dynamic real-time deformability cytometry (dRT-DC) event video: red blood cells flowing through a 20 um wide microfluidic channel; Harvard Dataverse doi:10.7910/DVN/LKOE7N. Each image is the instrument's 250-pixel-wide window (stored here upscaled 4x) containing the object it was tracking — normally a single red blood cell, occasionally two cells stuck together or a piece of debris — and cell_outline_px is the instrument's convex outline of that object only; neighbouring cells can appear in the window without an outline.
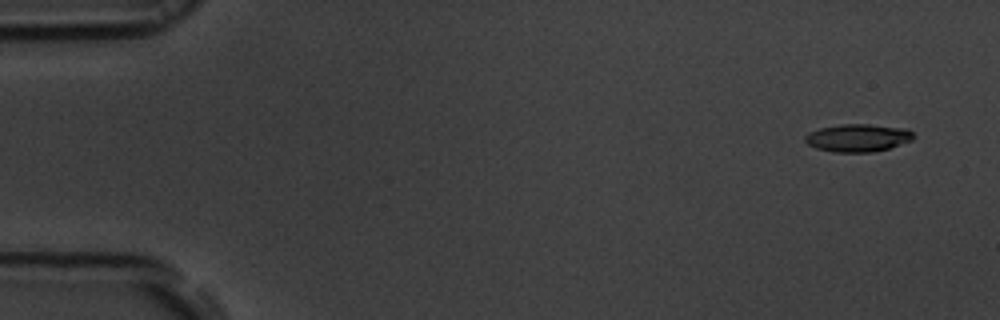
{"species": "common noctule bat (a hibernating species)", "species_latin": "Nyctalus noctula", "temperature_condition": "room temperature", "stored_images_in_passage": 54, "camera_frame_rate_fps": 3000, "um_per_image_px": 0.085, "animal": {"sex": "male", "body_mass_g": 19.5, "forearm_length_mm": 54.6}, "frame": {"image": 1, "passage_image": 3, "time_ms": 0.667, "image_size_px": [1000, 320], "cell_outline_px": [[916, 136], [912, 140], [888, 148], [872, 152], [832, 152], [816, 148], [808, 144], [804, 140], [804, 136], [808, 132], [820, 128], [840, 124], [868, 124], [908, 128]], "centroid_in_image_um": [72.91, 11.71], "position_along_channel_um": 12.1, "area_um2": 17.63}}
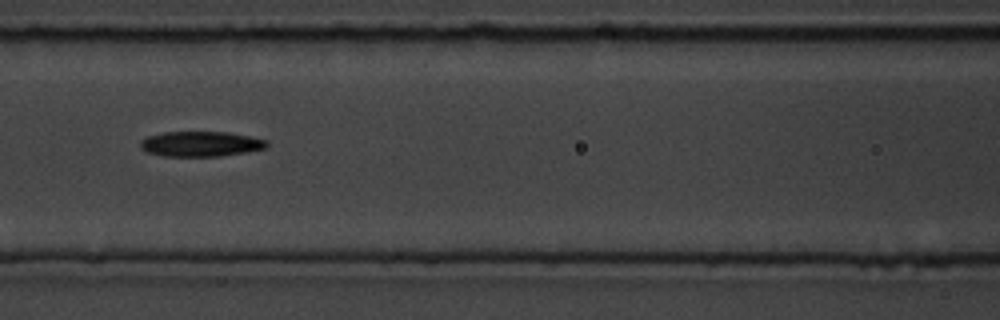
{"frame": {"image": 2, "passage_image": 24, "time_ms": 7.667, "image_size_px": [1000, 320], "cell_outline_px": [[268, 144], [264, 148], [248, 152], [220, 156], [164, 156], [148, 152], [140, 148], [140, 140], [148, 136], [164, 132], [228, 132], [268, 140]], "centroid_in_image_um": [17.06, 12.23], "position_along_channel_um": 149.5, "area_um2": 18.5}}
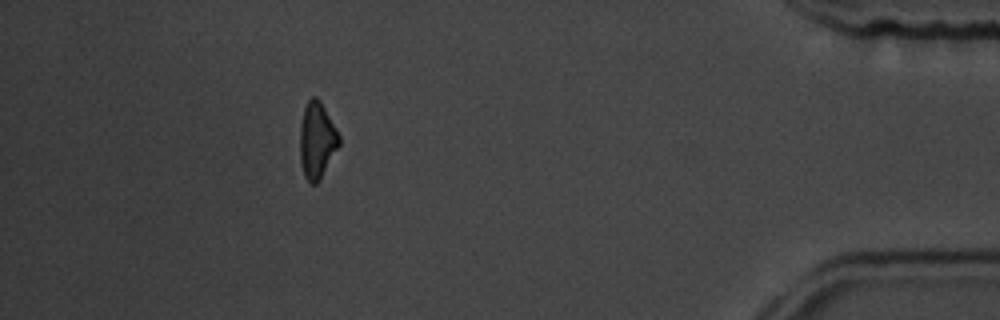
{"frame": {"image": 3, "passage_image": 49, "time_ms": 16.0, "image_size_px": [1000, 320], "cell_outline_px": [[340, 144], [320, 180], [316, 184], [312, 184], [304, 176], [300, 160], [300, 124], [304, 108], [308, 100], [312, 96], [316, 96], [320, 100], [336, 128], [340, 136]], "centroid_in_image_um": [26.94, 11.92], "position_along_channel_um": 408.3, "area_um2": 17.46}, "authors_computed_cell_mechanics": {"area_um2": 18.1203, "velocity_mm_per_s": 3.7431, "shape_relaxation_time_tau1_ms": 8.0073, "shape_relaxation_time_tau2_ms": null, "deformation_change_tau1": 0.188, "deformation_change_tau2": null}}